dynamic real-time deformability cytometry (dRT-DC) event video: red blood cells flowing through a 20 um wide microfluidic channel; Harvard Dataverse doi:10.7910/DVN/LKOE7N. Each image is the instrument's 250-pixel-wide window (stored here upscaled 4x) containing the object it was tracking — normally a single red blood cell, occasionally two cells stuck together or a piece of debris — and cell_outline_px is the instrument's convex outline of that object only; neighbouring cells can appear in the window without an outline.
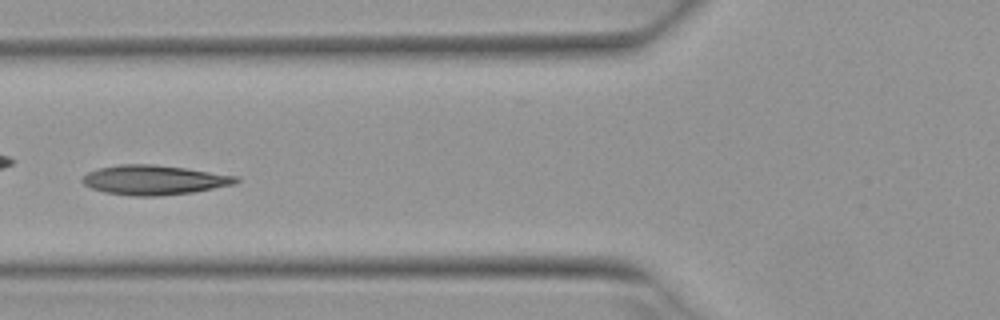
{"species": "Egyptian fruit bat (a non-hibernating species)", "species_latin": "Rousettus aegyptiacus", "temperature_condition": "warm", "stored_images_in_passage": 7, "camera_frame_rate_fps": 3000, "um_per_image_px": 0.085, "animal": {"sex": "female"}, "frame": {"image": 1, "passage_image": 6, "time_ms": 1.667, "image_size_px": [1000, 320], "cell_outline_px": [[240, 180], [236, 184], [192, 192], [160, 196], [132, 196], [104, 192], [92, 188], [84, 184], [80, 180], [88, 172], [100, 168], [120, 164], [156, 164], [240, 176]], "centroid_in_image_um": [13.12, 15.3], "position_along_channel_um": 112.7, "area_um2": 26.53}}
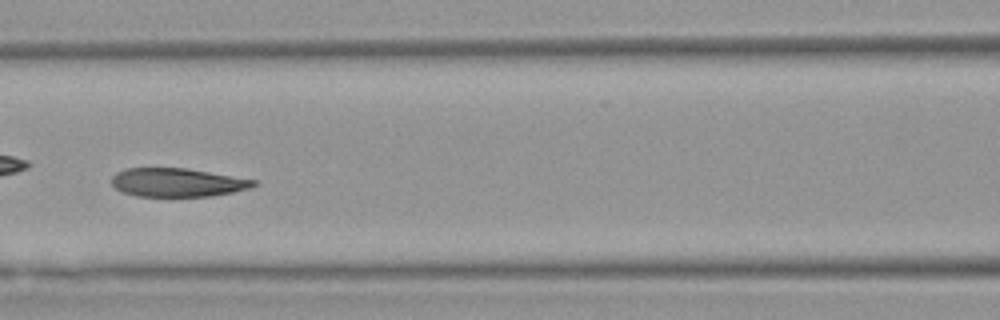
{"frame": {"image": 2, "passage_image": 7, "time_ms": 2.0, "image_size_px": [1000, 320], "cell_outline_px": [[260, 184], [252, 188], [212, 196], [136, 196], [124, 192], [116, 188], [112, 184], [112, 176], [116, 172], [124, 168], [188, 168], [256, 180]], "centroid_in_image_um": [15.11, 15.5], "position_along_channel_um": 151.5, "area_um2": 23.76}}